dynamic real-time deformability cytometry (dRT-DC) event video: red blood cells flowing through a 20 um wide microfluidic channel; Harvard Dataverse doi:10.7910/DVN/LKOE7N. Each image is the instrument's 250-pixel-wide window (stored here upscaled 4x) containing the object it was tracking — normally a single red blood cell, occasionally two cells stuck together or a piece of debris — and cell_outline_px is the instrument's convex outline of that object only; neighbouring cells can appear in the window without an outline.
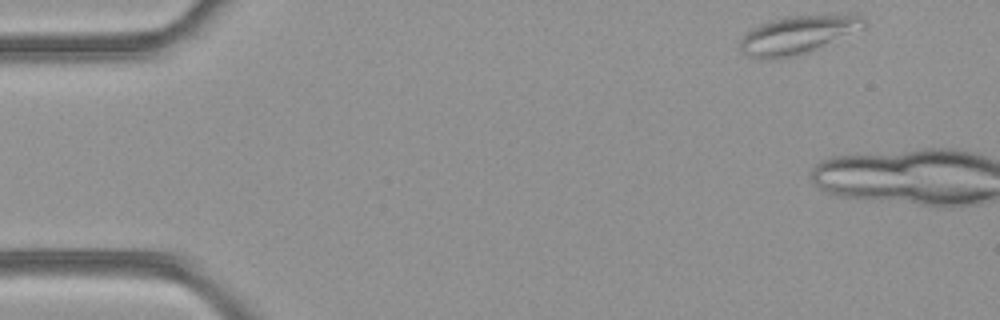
{"species": "common noctule bat (a hibernating species)", "species_latin": "Nyctalus noctula", "temperature_condition": "room temperature", "stored_images_in_passage": 3, "camera_frame_rate_fps": 3000, "um_per_image_px": 0.085, "animal": {"sex": "female", "body_mass_g": 21.9}, "frame": {"image": 1, "passage_image": 1, "time_ms": 0.0, "image_size_px": [1000, 320], "cell_outline_px": [[868, 24], [808, 52], [796, 56], [776, 60], [764, 60], [748, 56], [740, 52], [740, 40], [752, 28], [768, 20], [784, 16], [864, 16]], "centroid_in_image_um": [67.66, 2.99], "position_along_channel_um": 17.3, "area_um2": 26.93}}